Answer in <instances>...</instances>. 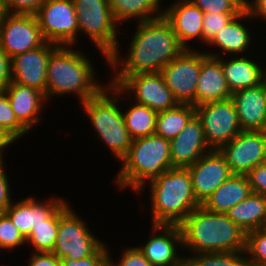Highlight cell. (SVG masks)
<instances>
[{
    "label": "cell",
    "mask_w": 266,
    "mask_h": 266,
    "mask_svg": "<svg viewBox=\"0 0 266 266\" xmlns=\"http://www.w3.org/2000/svg\"><path fill=\"white\" fill-rule=\"evenodd\" d=\"M8 145H11V144L0 135V160L3 159L4 150L7 148L6 146Z\"/></svg>",
    "instance_id": "47"
},
{
    "label": "cell",
    "mask_w": 266,
    "mask_h": 266,
    "mask_svg": "<svg viewBox=\"0 0 266 266\" xmlns=\"http://www.w3.org/2000/svg\"><path fill=\"white\" fill-rule=\"evenodd\" d=\"M108 92L113 94L110 96ZM121 93L116 85L108 84L96 96L82 103L100 140L120 161L127 155L133 140L125 126L123 112L117 106Z\"/></svg>",
    "instance_id": "6"
},
{
    "label": "cell",
    "mask_w": 266,
    "mask_h": 266,
    "mask_svg": "<svg viewBox=\"0 0 266 266\" xmlns=\"http://www.w3.org/2000/svg\"><path fill=\"white\" fill-rule=\"evenodd\" d=\"M242 131H266L265 86L238 90L231 94Z\"/></svg>",
    "instance_id": "19"
},
{
    "label": "cell",
    "mask_w": 266,
    "mask_h": 266,
    "mask_svg": "<svg viewBox=\"0 0 266 266\" xmlns=\"http://www.w3.org/2000/svg\"><path fill=\"white\" fill-rule=\"evenodd\" d=\"M63 199H49L47 202L37 201L33 197L22 199L7 208L5 213L17 227L25 239L32 229L45 220L63 203Z\"/></svg>",
    "instance_id": "22"
},
{
    "label": "cell",
    "mask_w": 266,
    "mask_h": 266,
    "mask_svg": "<svg viewBox=\"0 0 266 266\" xmlns=\"http://www.w3.org/2000/svg\"><path fill=\"white\" fill-rule=\"evenodd\" d=\"M45 0H0L3 12L35 14Z\"/></svg>",
    "instance_id": "38"
},
{
    "label": "cell",
    "mask_w": 266,
    "mask_h": 266,
    "mask_svg": "<svg viewBox=\"0 0 266 266\" xmlns=\"http://www.w3.org/2000/svg\"><path fill=\"white\" fill-rule=\"evenodd\" d=\"M209 53L201 64L196 90V106L211 101L226 100L231 98L232 94L223 73L221 56L217 53Z\"/></svg>",
    "instance_id": "21"
},
{
    "label": "cell",
    "mask_w": 266,
    "mask_h": 266,
    "mask_svg": "<svg viewBox=\"0 0 266 266\" xmlns=\"http://www.w3.org/2000/svg\"><path fill=\"white\" fill-rule=\"evenodd\" d=\"M57 46L45 42L33 50L12 57L11 82L35 88L45 96L48 61Z\"/></svg>",
    "instance_id": "16"
},
{
    "label": "cell",
    "mask_w": 266,
    "mask_h": 266,
    "mask_svg": "<svg viewBox=\"0 0 266 266\" xmlns=\"http://www.w3.org/2000/svg\"><path fill=\"white\" fill-rule=\"evenodd\" d=\"M152 224L180 225L200 204L188 168L172 167L149 181Z\"/></svg>",
    "instance_id": "4"
},
{
    "label": "cell",
    "mask_w": 266,
    "mask_h": 266,
    "mask_svg": "<svg viewBox=\"0 0 266 266\" xmlns=\"http://www.w3.org/2000/svg\"><path fill=\"white\" fill-rule=\"evenodd\" d=\"M11 82V58L0 48V92Z\"/></svg>",
    "instance_id": "43"
},
{
    "label": "cell",
    "mask_w": 266,
    "mask_h": 266,
    "mask_svg": "<svg viewBox=\"0 0 266 266\" xmlns=\"http://www.w3.org/2000/svg\"><path fill=\"white\" fill-rule=\"evenodd\" d=\"M29 132L15 117L5 92H0V135L10 144Z\"/></svg>",
    "instance_id": "32"
},
{
    "label": "cell",
    "mask_w": 266,
    "mask_h": 266,
    "mask_svg": "<svg viewBox=\"0 0 266 266\" xmlns=\"http://www.w3.org/2000/svg\"><path fill=\"white\" fill-rule=\"evenodd\" d=\"M35 16L46 42L75 44L79 27L73 0H45Z\"/></svg>",
    "instance_id": "11"
},
{
    "label": "cell",
    "mask_w": 266,
    "mask_h": 266,
    "mask_svg": "<svg viewBox=\"0 0 266 266\" xmlns=\"http://www.w3.org/2000/svg\"><path fill=\"white\" fill-rule=\"evenodd\" d=\"M204 12L188 0H180L164 10L163 17L171 24L179 42L188 49L187 42L199 38L203 41Z\"/></svg>",
    "instance_id": "20"
},
{
    "label": "cell",
    "mask_w": 266,
    "mask_h": 266,
    "mask_svg": "<svg viewBox=\"0 0 266 266\" xmlns=\"http://www.w3.org/2000/svg\"><path fill=\"white\" fill-rule=\"evenodd\" d=\"M204 13H242L246 0H188Z\"/></svg>",
    "instance_id": "34"
},
{
    "label": "cell",
    "mask_w": 266,
    "mask_h": 266,
    "mask_svg": "<svg viewBox=\"0 0 266 266\" xmlns=\"http://www.w3.org/2000/svg\"><path fill=\"white\" fill-rule=\"evenodd\" d=\"M65 201L59 206V227L52 253L59 259L79 260L91 256L103 243L87 228Z\"/></svg>",
    "instance_id": "8"
},
{
    "label": "cell",
    "mask_w": 266,
    "mask_h": 266,
    "mask_svg": "<svg viewBox=\"0 0 266 266\" xmlns=\"http://www.w3.org/2000/svg\"><path fill=\"white\" fill-rule=\"evenodd\" d=\"M180 266H193L187 259H185Z\"/></svg>",
    "instance_id": "49"
},
{
    "label": "cell",
    "mask_w": 266,
    "mask_h": 266,
    "mask_svg": "<svg viewBox=\"0 0 266 266\" xmlns=\"http://www.w3.org/2000/svg\"><path fill=\"white\" fill-rule=\"evenodd\" d=\"M252 193L246 175L232 174L202 204L208 211L225 214Z\"/></svg>",
    "instance_id": "24"
},
{
    "label": "cell",
    "mask_w": 266,
    "mask_h": 266,
    "mask_svg": "<svg viewBox=\"0 0 266 266\" xmlns=\"http://www.w3.org/2000/svg\"><path fill=\"white\" fill-rule=\"evenodd\" d=\"M96 72L86 55L72 47L57 46L50 55L46 71L45 98L76 93L81 103L96 96L104 87L94 76Z\"/></svg>",
    "instance_id": "3"
},
{
    "label": "cell",
    "mask_w": 266,
    "mask_h": 266,
    "mask_svg": "<svg viewBox=\"0 0 266 266\" xmlns=\"http://www.w3.org/2000/svg\"><path fill=\"white\" fill-rule=\"evenodd\" d=\"M241 13H204L203 15V41L209 43L232 19Z\"/></svg>",
    "instance_id": "36"
},
{
    "label": "cell",
    "mask_w": 266,
    "mask_h": 266,
    "mask_svg": "<svg viewBox=\"0 0 266 266\" xmlns=\"http://www.w3.org/2000/svg\"><path fill=\"white\" fill-rule=\"evenodd\" d=\"M225 214L246 233L263 228L266 226V197L252 192Z\"/></svg>",
    "instance_id": "26"
},
{
    "label": "cell",
    "mask_w": 266,
    "mask_h": 266,
    "mask_svg": "<svg viewBox=\"0 0 266 266\" xmlns=\"http://www.w3.org/2000/svg\"><path fill=\"white\" fill-rule=\"evenodd\" d=\"M110 82L123 94L134 93L136 103L145 105L157 113L179 104L160 72L114 76Z\"/></svg>",
    "instance_id": "12"
},
{
    "label": "cell",
    "mask_w": 266,
    "mask_h": 266,
    "mask_svg": "<svg viewBox=\"0 0 266 266\" xmlns=\"http://www.w3.org/2000/svg\"><path fill=\"white\" fill-rule=\"evenodd\" d=\"M153 235L144 246H138L153 266H180L186 257L178 256L177 245L183 247L180 225L153 224ZM159 233V234H158Z\"/></svg>",
    "instance_id": "17"
},
{
    "label": "cell",
    "mask_w": 266,
    "mask_h": 266,
    "mask_svg": "<svg viewBox=\"0 0 266 266\" xmlns=\"http://www.w3.org/2000/svg\"><path fill=\"white\" fill-rule=\"evenodd\" d=\"M28 266H60V259L52 252H34Z\"/></svg>",
    "instance_id": "45"
},
{
    "label": "cell",
    "mask_w": 266,
    "mask_h": 266,
    "mask_svg": "<svg viewBox=\"0 0 266 266\" xmlns=\"http://www.w3.org/2000/svg\"><path fill=\"white\" fill-rule=\"evenodd\" d=\"M223 60L221 66L231 93L238 90L254 87L262 83V66L247 58Z\"/></svg>",
    "instance_id": "25"
},
{
    "label": "cell",
    "mask_w": 266,
    "mask_h": 266,
    "mask_svg": "<svg viewBox=\"0 0 266 266\" xmlns=\"http://www.w3.org/2000/svg\"><path fill=\"white\" fill-rule=\"evenodd\" d=\"M122 168L116 177L121 189L131 187L139 193L143 186L172 168L170 140L156 134L132 140Z\"/></svg>",
    "instance_id": "5"
},
{
    "label": "cell",
    "mask_w": 266,
    "mask_h": 266,
    "mask_svg": "<svg viewBox=\"0 0 266 266\" xmlns=\"http://www.w3.org/2000/svg\"><path fill=\"white\" fill-rule=\"evenodd\" d=\"M245 252L253 266H266V226L246 233Z\"/></svg>",
    "instance_id": "33"
},
{
    "label": "cell",
    "mask_w": 266,
    "mask_h": 266,
    "mask_svg": "<svg viewBox=\"0 0 266 266\" xmlns=\"http://www.w3.org/2000/svg\"><path fill=\"white\" fill-rule=\"evenodd\" d=\"M160 1L161 0H108L112 15L117 24H122L131 18L133 20L135 17L138 18L136 19L137 22L155 20L163 17L164 10H161V7H159L161 5Z\"/></svg>",
    "instance_id": "28"
},
{
    "label": "cell",
    "mask_w": 266,
    "mask_h": 266,
    "mask_svg": "<svg viewBox=\"0 0 266 266\" xmlns=\"http://www.w3.org/2000/svg\"><path fill=\"white\" fill-rule=\"evenodd\" d=\"M220 266H253L244 251L220 253Z\"/></svg>",
    "instance_id": "42"
},
{
    "label": "cell",
    "mask_w": 266,
    "mask_h": 266,
    "mask_svg": "<svg viewBox=\"0 0 266 266\" xmlns=\"http://www.w3.org/2000/svg\"><path fill=\"white\" fill-rule=\"evenodd\" d=\"M187 168L191 175L194 196L200 205L232 175L219 150H211Z\"/></svg>",
    "instance_id": "15"
},
{
    "label": "cell",
    "mask_w": 266,
    "mask_h": 266,
    "mask_svg": "<svg viewBox=\"0 0 266 266\" xmlns=\"http://www.w3.org/2000/svg\"><path fill=\"white\" fill-rule=\"evenodd\" d=\"M195 114L192 104H178L176 107L157 113L155 133L165 139L175 138Z\"/></svg>",
    "instance_id": "29"
},
{
    "label": "cell",
    "mask_w": 266,
    "mask_h": 266,
    "mask_svg": "<svg viewBox=\"0 0 266 266\" xmlns=\"http://www.w3.org/2000/svg\"><path fill=\"white\" fill-rule=\"evenodd\" d=\"M207 56L204 51L202 53L188 48L161 69L165 84L179 104L196 107L197 82L202 61Z\"/></svg>",
    "instance_id": "10"
},
{
    "label": "cell",
    "mask_w": 266,
    "mask_h": 266,
    "mask_svg": "<svg viewBox=\"0 0 266 266\" xmlns=\"http://www.w3.org/2000/svg\"><path fill=\"white\" fill-rule=\"evenodd\" d=\"M195 113L202 122L205 139L211 150H219L242 132L231 98L198 105Z\"/></svg>",
    "instance_id": "9"
},
{
    "label": "cell",
    "mask_w": 266,
    "mask_h": 266,
    "mask_svg": "<svg viewBox=\"0 0 266 266\" xmlns=\"http://www.w3.org/2000/svg\"><path fill=\"white\" fill-rule=\"evenodd\" d=\"M17 120L27 129L39 123L40 111L46 98L44 94L30 86L10 82L4 91Z\"/></svg>",
    "instance_id": "23"
},
{
    "label": "cell",
    "mask_w": 266,
    "mask_h": 266,
    "mask_svg": "<svg viewBox=\"0 0 266 266\" xmlns=\"http://www.w3.org/2000/svg\"><path fill=\"white\" fill-rule=\"evenodd\" d=\"M138 23L127 59L120 60L119 52H114L108 58V64L113 71L117 70L114 76L160 72L185 50L171 24L164 17Z\"/></svg>",
    "instance_id": "1"
},
{
    "label": "cell",
    "mask_w": 266,
    "mask_h": 266,
    "mask_svg": "<svg viewBox=\"0 0 266 266\" xmlns=\"http://www.w3.org/2000/svg\"><path fill=\"white\" fill-rule=\"evenodd\" d=\"M79 31L84 32L95 43L107 59L119 52L117 41V22L108 0H73Z\"/></svg>",
    "instance_id": "7"
},
{
    "label": "cell",
    "mask_w": 266,
    "mask_h": 266,
    "mask_svg": "<svg viewBox=\"0 0 266 266\" xmlns=\"http://www.w3.org/2000/svg\"><path fill=\"white\" fill-rule=\"evenodd\" d=\"M108 248L102 244L91 256L79 260L60 259V266H108Z\"/></svg>",
    "instance_id": "37"
},
{
    "label": "cell",
    "mask_w": 266,
    "mask_h": 266,
    "mask_svg": "<svg viewBox=\"0 0 266 266\" xmlns=\"http://www.w3.org/2000/svg\"><path fill=\"white\" fill-rule=\"evenodd\" d=\"M245 9L249 12L251 18H266V0H253L245 2ZM266 20V19H265Z\"/></svg>",
    "instance_id": "46"
},
{
    "label": "cell",
    "mask_w": 266,
    "mask_h": 266,
    "mask_svg": "<svg viewBox=\"0 0 266 266\" xmlns=\"http://www.w3.org/2000/svg\"><path fill=\"white\" fill-rule=\"evenodd\" d=\"M46 42L35 14L0 15V48L10 57L33 50Z\"/></svg>",
    "instance_id": "13"
},
{
    "label": "cell",
    "mask_w": 266,
    "mask_h": 266,
    "mask_svg": "<svg viewBox=\"0 0 266 266\" xmlns=\"http://www.w3.org/2000/svg\"><path fill=\"white\" fill-rule=\"evenodd\" d=\"M110 256L108 266H153L138 247L125 249L118 264H114Z\"/></svg>",
    "instance_id": "39"
},
{
    "label": "cell",
    "mask_w": 266,
    "mask_h": 266,
    "mask_svg": "<svg viewBox=\"0 0 266 266\" xmlns=\"http://www.w3.org/2000/svg\"><path fill=\"white\" fill-rule=\"evenodd\" d=\"M24 243L26 239L12 223L10 217L5 212L0 213V248L11 250Z\"/></svg>",
    "instance_id": "35"
},
{
    "label": "cell",
    "mask_w": 266,
    "mask_h": 266,
    "mask_svg": "<svg viewBox=\"0 0 266 266\" xmlns=\"http://www.w3.org/2000/svg\"><path fill=\"white\" fill-rule=\"evenodd\" d=\"M262 83L266 87V69L264 71V68L262 70Z\"/></svg>",
    "instance_id": "48"
},
{
    "label": "cell",
    "mask_w": 266,
    "mask_h": 266,
    "mask_svg": "<svg viewBox=\"0 0 266 266\" xmlns=\"http://www.w3.org/2000/svg\"><path fill=\"white\" fill-rule=\"evenodd\" d=\"M183 249L196 253L241 252L246 246V232L226 214L208 211L202 205L180 224Z\"/></svg>",
    "instance_id": "2"
},
{
    "label": "cell",
    "mask_w": 266,
    "mask_h": 266,
    "mask_svg": "<svg viewBox=\"0 0 266 266\" xmlns=\"http://www.w3.org/2000/svg\"><path fill=\"white\" fill-rule=\"evenodd\" d=\"M132 105L125 113L123 112L125 126L130 137L136 139L153 135L157 112L136 102Z\"/></svg>",
    "instance_id": "30"
},
{
    "label": "cell",
    "mask_w": 266,
    "mask_h": 266,
    "mask_svg": "<svg viewBox=\"0 0 266 266\" xmlns=\"http://www.w3.org/2000/svg\"><path fill=\"white\" fill-rule=\"evenodd\" d=\"M244 18L251 19L246 9L232 19L221 31H218L208 44L215 45L221 48V51L230 53V55H232V53L237 55L245 52V50L249 48V44H251L250 40H252V36H250L248 32L249 30L239 21Z\"/></svg>",
    "instance_id": "27"
},
{
    "label": "cell",
    "mask_w": 266,
    "mask_h": 266,
    "mask_svg": "<svg viewBox=\"0 0 266 266\" xmlns=\"http://www.w3.org/2000/svg\"><path fill=\"white\" fill-rule=\"evenodd\" d=\"M210 151L202 122L196 113L188 120L181 132L170 140L172 167L187 168Z\"/></svg>",
    "instance_id": "18"
},
{
    "label": "cell",
    "mask_w": 266,
    "mask_h": 266,
    "mask_svg": "<svg viewBox=\"0 0 266 266\" xmlns=\"http://www.w3.org/2000/svg\"><path fill=\"white\" fill-rule=\"evenodd\" d=\"M219 151L232 174L246 175L266 163V131H242Z\"/></svg>",
    "instance_id": "14"
},
{
    "label": "cell",
    "mask_w": 266,
    "mask_h": 266,
    "mask_svg": "<svg viewBox=\"0 0 266 266\" xmlns=\"http://www.w3.org/2000/svg\"><path fill=\"white\" fill-rule=\"evenodd\" d=\"M59 227V207L45 220V223L39 224L32 229V232L26 239L36 249L35 252H52Z\"/></svg>",
    "instance_id": "31"
},
{
    "label": "cell",
    "mask_w": 266,
    "mask_h": 266,
    "mask_svg": "<svg viewBox=\"0 0 266 266\" xmlns=\"http://www.w3.org/2000/svg\"><path fill=\"white\" fill-rule=\"evenodd\" d=\"M186 257V259L193 266H220V253H196L193 256Z\"/></svg>",
    "instance_id": "44"
},
{
    "label": "cell",
    "mask_w": 266,
    "mask_h": 266,
    "mask_svg": "<svg viewBox=\"0 0 266 266\" xmlns=\"http://www.w3.org/2000/svg\"><path fill=\"white\" fill-rule=\"evenodd\" d=\"M3 162V159L0 160V213H4L12 203L8 176L6 175Z\"/></svg>",
    "instance_id": "41"
},
{
    "label": "cell",
    "mask_w": 266,
    "mask_h": 266,
    "mask_svg": "<svg viewBox=\"0 0 266 266\" xmlns=\"http://www.w3.org/2000/svg\"><path fill=\"white\" fill-rule=\"evenodd\" d=\"M246 176L252 192L266 197V163L256 166Z\"/></svg>",
    "instance_id": "40"
}]
</instances>
